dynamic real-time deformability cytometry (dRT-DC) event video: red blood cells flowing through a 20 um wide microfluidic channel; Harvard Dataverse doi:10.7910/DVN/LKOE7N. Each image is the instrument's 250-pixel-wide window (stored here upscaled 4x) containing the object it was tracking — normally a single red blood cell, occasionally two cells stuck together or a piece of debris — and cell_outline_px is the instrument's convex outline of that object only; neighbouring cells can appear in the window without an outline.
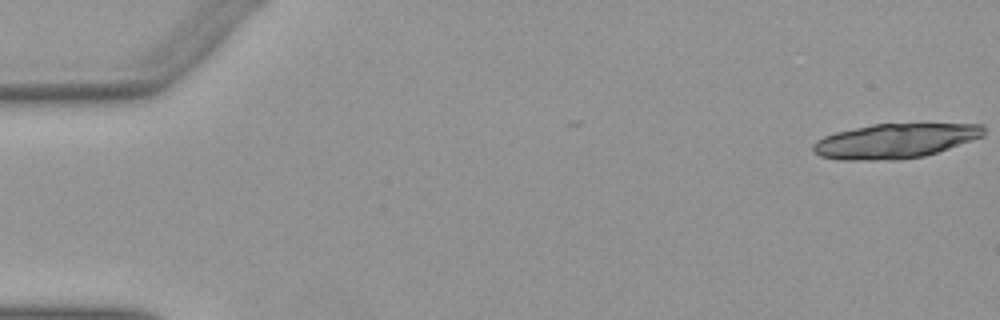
{"species": "Egyptian fruit bat (a non-hibernating species)", "species_latin": "Rousettus aegyptiacus", "temperature_condition": "warm", "stored_images_in_passage": 3, "camera_frame_rate_fps": 3000, "um_per_image_px": 0.085, "animal": {"sex": "female"}, "frame": {"image": 1, "passage_image": 3, "time_ms": 0.667, "image_size_px": [1000, 320], "cell_outline_px": [[984, 136], [924, 156], [896, 160], [840, 160], [820, 156], [812, 148], [816, 140], [824, 136], [836, 132], [872, 124], [980, 124], [984, 128]], "centroid_in_image_um": [76.05, 11.98], "position_along_channel_um": 9.0, "area_um2": 34.16}}